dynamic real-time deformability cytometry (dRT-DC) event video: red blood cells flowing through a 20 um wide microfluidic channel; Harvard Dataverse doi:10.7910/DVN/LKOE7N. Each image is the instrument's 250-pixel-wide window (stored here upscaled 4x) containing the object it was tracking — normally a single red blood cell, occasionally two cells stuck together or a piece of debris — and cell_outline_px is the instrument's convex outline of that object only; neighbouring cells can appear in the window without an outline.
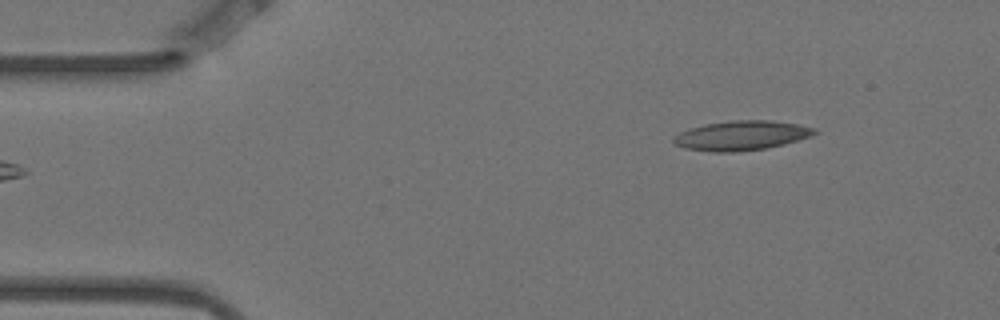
{"species": "Egyptian fruit bat (a non-hibernating species)", "species_latin": "Rousettus aegyptiacus", "temperature_condition": "warm", "stored_images_in_passage": 3, "camera_frame_rate_fps": 3000, "um_per_image_px": 0.085, "animal": {"sex": "female"}, "frame": {"image": 1, "passage_image": 1, "time_ms": 0.0, "image_size_px": [1000, 320], "cell_outline_px": [[816, 132], [812, 136], [784, 144], [764, 148], [736, 152], [712, 152], [684, 148], [676, 144], [672, 140], [672, 136], [680, 132], [704, 124], [728, 120], [772, 120], [796, 124], [816, 128]], "centroid_in_image_um": [63.0, 11.51], "position_along_channel_um": 22.0, "area_um2": 24.28}}